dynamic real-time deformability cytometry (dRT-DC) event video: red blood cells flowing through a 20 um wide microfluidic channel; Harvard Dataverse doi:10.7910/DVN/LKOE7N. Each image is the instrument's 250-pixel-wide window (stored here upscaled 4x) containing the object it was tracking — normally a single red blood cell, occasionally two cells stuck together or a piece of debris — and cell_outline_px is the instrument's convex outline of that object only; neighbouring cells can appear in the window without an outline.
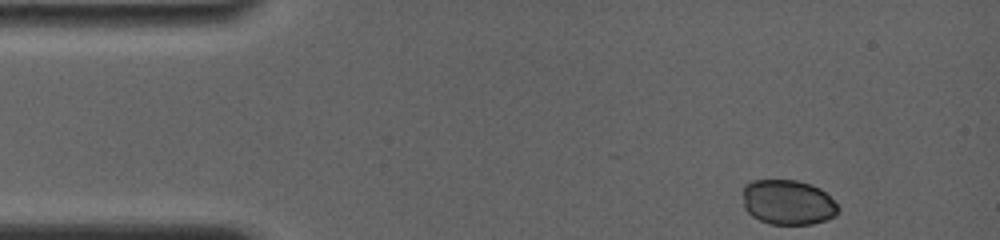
{"species": "common noctule bat (a hibernating species)", "species_latin": "Nyctalus noctula", "temperature_condition": "room temperature", "stored_images_in_passage": 8, "camera_frame_rate_fps": 4000, "um_per_image_px": 0.085, "animal": {"sex": "female", "body_mass_g": 19.0, "forearm_length_mm": 56.7}, "frame": {"image": 1, "passage_image": 1, "time_ms": 0.0, "image_size_px": [1000, 240], "cell_outline_px": [[840, 208], [836, 216], [828, 220], [812, 224], [768, 224], [752, 216], [744, 208], [744, 184], [752, 180], [796, 180], [820, 188]], "centroid_in_image_um": [66.97, 17.21], "position_along_channel_um": 18.0, "area_um2": 25.03}}
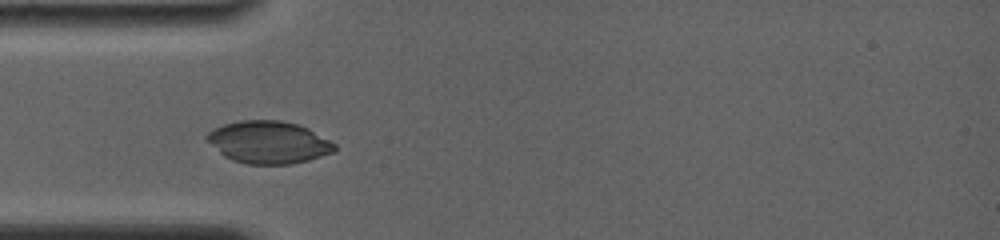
{"frame": {"image": 2, "passage_image": 7, "time_ms": 3.25, "image_size_px": [1000, 240], "cell_outline_px": [[336, 148], [332, 152], [308, 160], [292, 164], [248, 164], [232, 160], [224, 156], [204, 136], [212, 128], [224, 124], [240, 120], [280, 120], [296, 124], [308, 128], [336, 144]], "centroid_in_image_um": [22.81, 12.08], "position_along_channel_um": 62.2, "area_um2": 31.33}}
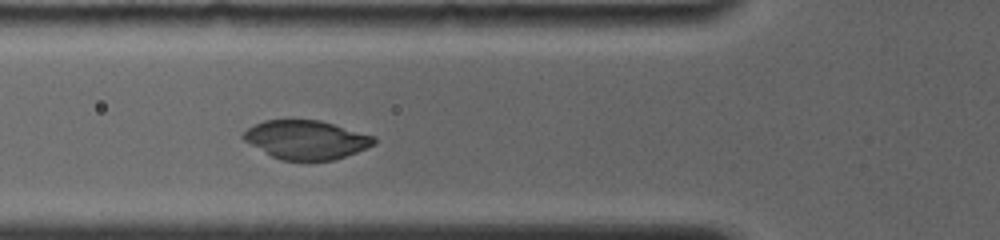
{"frame": {"image": 3, "passage_image": 8, "time_ms": 4.25, "image_size_px": [1000, 240], "cell_outline_px": [[376, 144], [356, 152], [332, 160], [312, 164], [308, 164], [280, 160], [272, 156], [244, 140], [240, 136], [248, 128], [264, 120], [320, 120], [376, 136]], "centroid_in_image_um": [26.05, 11.92], "position_along_channel_um": 99.7, "area_um2": 30.11}}